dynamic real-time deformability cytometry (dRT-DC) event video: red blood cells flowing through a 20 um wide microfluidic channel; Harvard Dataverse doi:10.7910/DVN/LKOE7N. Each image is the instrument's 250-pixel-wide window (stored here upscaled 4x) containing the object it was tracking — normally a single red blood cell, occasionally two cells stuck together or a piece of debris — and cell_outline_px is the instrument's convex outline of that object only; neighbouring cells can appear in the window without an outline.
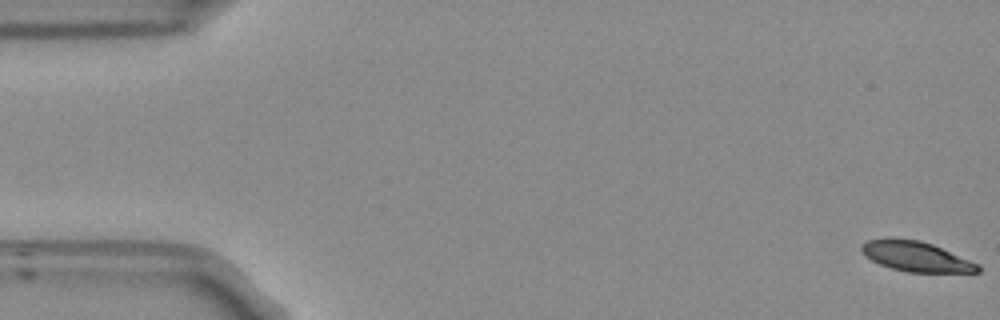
{"species": "Egyptian fruit bat (a non-hibernating species)", "species_latin": "Rousettus aegyptiacus", "temperature_condition": "room temperature", "stored_images_in_passage": 54, "camera_frame_rate_fps": 3000, "um_per_image_px": 0.085, "frame": {"image": 1, "passage_image": 1, "time_ms": 0.0, "image_size_px": [1000, 320], "cell_outline_px": [[980, 272], [908, 272], [892, 268], [880, 264], [864, 256], [860, 252], [860, 244], [868, 240], [892, 236], [920, 240], [932, 244], [980, 264]], "centroid_in_image_um": [77.81, 21.77], "position_along_channel_um": 7.2, "area_um2": 20.69}}
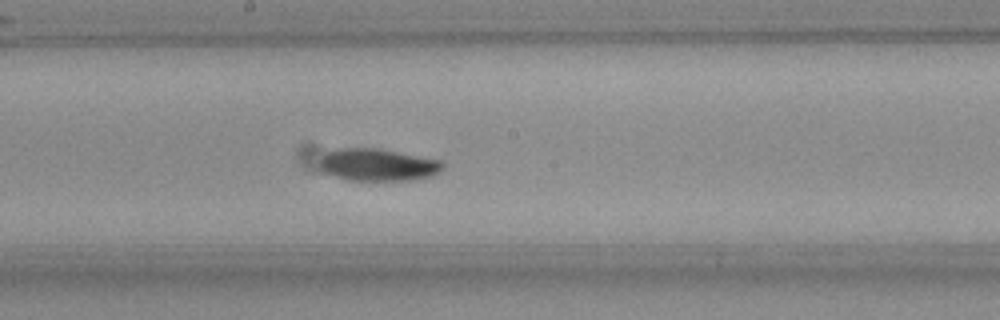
{"frame": {"image": 2, "passage_image": 29, "time_ms": 9.333, "image_size_px": [1000, 320], "cell_outline_px": [[444, 168], [440, 172], [432, 176], [416, 180], [348, 180], [332, 176], [320, 172], [320, 160], [328, 152], [340, 148], [376, 148], [440, 160], [444, 164]], "centroid_in_image_um": [32.12, 14.03], "position_along_channel_um": 216.1, "area_um2": 23.24}}
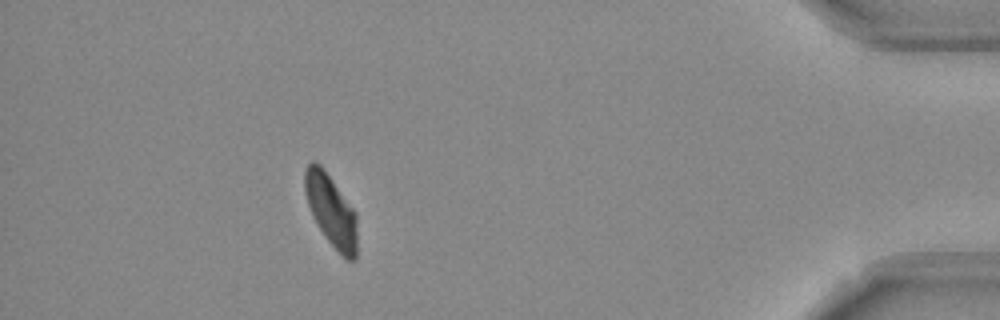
{"frame": {"image": 3, "passage_image": 49, "time_ms": 16.0, "image_size_px": [1000, 320], "cell_outline_px": [[356, 260], [348, 260], [324, 236], [312, 216], [308, 204], [304, 188], [304, 172], [308, 164], [312, 160], [320, 164], [356, 212]], "centroid_in_image_um": [28.13, 17.87], "position_along_channel_um": 407.1, "area_um2": 21.56}, "authors_computed_cell_mechanics": {"area_um2": 22.6287, "velocity_mm_per_s": 3.7185, "shape_relaxation_time_tau1_ms": 3.3332, "shape_relaxation_time_tau2_ms": 7.3091, "deformation_change_tau1": 0.1241, "deformation_change_tau2": 0.0988}}